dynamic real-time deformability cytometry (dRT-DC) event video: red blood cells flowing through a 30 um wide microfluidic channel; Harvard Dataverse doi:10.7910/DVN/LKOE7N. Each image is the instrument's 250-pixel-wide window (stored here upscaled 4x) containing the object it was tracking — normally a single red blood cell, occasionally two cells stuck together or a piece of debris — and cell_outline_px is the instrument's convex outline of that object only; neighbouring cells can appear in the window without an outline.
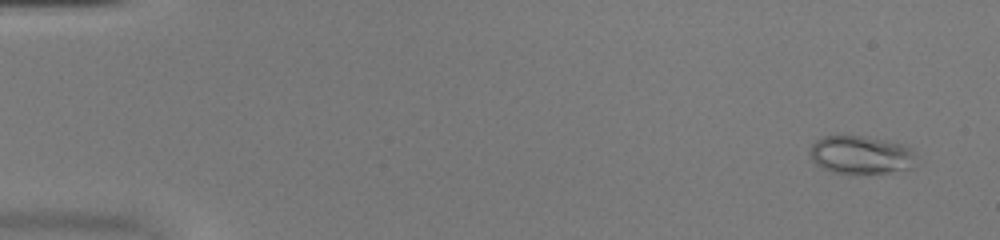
{"species": "common noctule bat (a hibernating species)", "species_latin": "Nyctalus noctula", "temperature_condition": "warm", "stored_images_in_passage": 53, "camera_frame_rate_fps": 3000, "um_per_image_px": 0.085, "animal": {"sex": "female", "body_mass_g": 20.0, "forearm_length_mm": 54.0}, "frame": {"image": 1, "passage_image": 4, "time_ms": 1.0, "image_size_px": [1000, 240], "cell_outline_px": [[912, 168], [888, 172], [828, 172], [820, 168], [812, 160], [808, 152], [812, 144], [816, 140], [824, 136], [860, 136], [888, 140], [904, 144], [912, 148]], "centroid_in_image_um": [73.11, 13.14], "position_along_channel_um": 11.9, "area_um2": 23.35}}
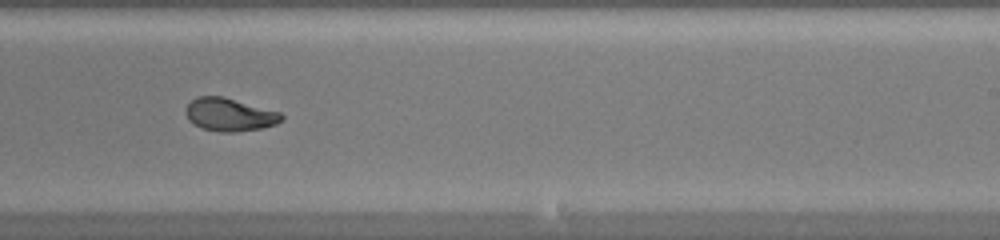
{"frame": {"image": 2, "passage_image": 34, "time_ms": 11.0, "image_size_px": [1000, 240], "cell_outline_px": [[284, 120], [276, 124], [260, 128], [236, 132], [220, 132], [200, 128], [192, 124], [188, 120], [184, 112], [184, 108], [192, 100], [200, 96], [224, 96], [280, 112], [284, 116]], "centroid_in_image_um": [19.49, 9.74], "position_along_channel_um": 269.5, "area_um2": 18.67}}
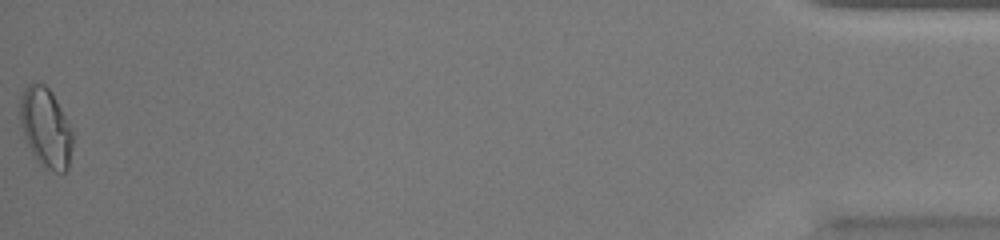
{"frame": {"image": 3, "passage_image": 53, "time_ms": 17.333, "image_size_px": [1000, 240], "cell_outline_px": [[72, 148], [68, 168], [64, 172], [56, 172], [44, 168], [36, 160], [24, 136], [20, 124], [20, 96], [24, 88], [32, 80], [36, 80], [44, 84], [52, 92], [72, 132]], "centroid_in_image_um": [3.86, 10.83], "position_along_channel_um": 431.3, "area_um2": 24.39}, "authors_computed_cell_mechanics": {"area_um2": 19.5942, "velocity_mm_per_s": 4.0454, "shape_relaxation_time_tau1_ms": null, "shape_relaxation_time_tau2_ms": 1.2163, "deformation_change_tau1": null, "deformation_change_tau2": 0.0506}}